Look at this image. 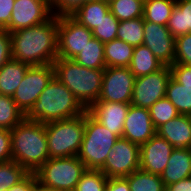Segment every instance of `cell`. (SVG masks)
Returning <instances> with one entry per match:
<instances>
[{"label":"cell","mask_w":191,"mask_h":191,"mask_svg":"<svg viewBox=\"0 0 191 191\" xmlns=\"http://www.w3.org/2000/svg\"><path fill=\"white\" fill-rule=\"evenodd\" d=\"M109 12V4L104 0H90L71 16L92 31Z\"/></svg>","instance_id":"7402d4cb"},{"label":"cell","mask_w":191,"mask_h":191,"mask_svg":"<svg viewBox=\"0 0 191 191\" xmlns=\"http://www.w3.org/2000/svg\"><path fill=\"white\" fill-rule=\"evenodd\" d=\"M35 191H49V190H45V189H42L40 188L39 186L35 189Z\"/></svg>","instance_id":"bcb514c9"},{"label":"cell","mask_w":191,"mask_h":191,"mask_svg":"<svg viewBox=\"0 0 191 191\" xmlns=\"http://www.w3.org/2000/svg\"><path fill=\"white\" fill-rule=\"evenodd\" d=\"M174 64L191 66V33L175 38Z\"/></svg>","instance_id":"d590c367"},{"label":"cell","mask_w":191,"mask_h":191,"mask_svg":"<svg viewBox=\"0 0 191 191\" xmlns=\"http://www.w3.org/2000/svg\"><path fill=\"white\" fill-rule=\"evenodd\" d=\"M12 59L30 66L49 65L58 55V16L11 32Z\"/></svg>","instance_id":"6da1fadb"},{"label":"cell","mask_w":191,"mask_h":191,"mask_svg":"<svg viewBox=\"0 0 191 191\" xmlns=\"http://www.w3.org/2000/svg\"><path fill=\"white\" fill-rule=\"evenodd\" d=\"M160 176L165 187L191 177V148H174Z\"/></svg>","instance_id":"d6986e66"},{"label":"cell","mask_w":191,"mask_h":191,"mask_svg":"<svg viewBox=\"0 0 191 191\" xmlns=\"http://www.w3.org/2000/svg\"><path fill=\"white\" fill-rule=\"evenodd\" d=\"M24 118L12 97L0 94V128L12 130Z\"/></svg>","instance_id":"f546056e"},{"label":"cell","mask_w":191,"mask_h":191,"mask_svg":"<svg viewBox=\"0 0 191 191\" xmlns=\"http://www.w3.org/2000/svg\"><path fill=\"white\" fill-rule=\"evenodd\" d=\"M130 105L120 102H95L87 109V112L119 138L122 137Z\"/></svg>","instance_id":"e0dca14e"},{"label":"cell","mask_w":191,"mask_h":191,"mask_svg":"<svg viewBox=\"0 0 191 191\" xmlns=\"http://www.w3.org/2000/svg\"><path fill=\"white\" fill-rule=\"evenodd\" d=\"M55 76L53 64L29 66L12 99L25 115Z\"/></svg>","instance_id":"ba28073f"},{"label":"cell","mask_w":191,"mask_h":191,"mask_svg":"<svg viewBox=\"0 0 191 191\" xmlns=\"http://www.w3.org/2000/svg\"><path fill=\"white\" fill-rule=\"evenodd\" d=\"M55 77L63 83L87 110L98 101L104 69L81 66L73 59L57 58L53 62Z\"/></svg>","instance_id":"277c9868"},{"label":"cell","mask_w":191,"mask_h":191,"mask_svg":"<svg viewBox=\"0 0 191 191\" xmlns=\"http://www.w3.org/2000/svg\"><path fill=\"white\" fill-rule=\"evenodd\" d=\"M30 65L10 59L0 69V94L13 96Z\"/></svg>","instance_id":"ffe728a7"},{"label":"cell","mask_w":191,"mask_h":191,"mask_svg":"<svg viewBox=\"0 0 191 191\" xmlns=\"http://www.w3.org/2000/svg\"><path fill=\"white\" fill-rule=\"evenodd\" d=\"M85 171L84 163L77 156H72L49 158L34 173L40 188L49 191H65L76 189Z\"/></svg>","instance_id":"52a82bcc"},{"label":"cell","mask_w":191,"mask_h":191,"mask_svg":"<svg viewBox=\"0 0 191 191\" xmlns=\"http://www.w3.org/2000/svg\"><path fill=\"white\" fill-rule=\"evenodd\" d=\"M140 167V146L119 137L100 169L108 178L127 177Z\"/></svg>","instance_id":"9c48e42d"},{"label":"cell","mask_w":191,"mask_h":191,"mask_svg":"<svg viewBox=\"0 0 191 191\" xmlns=\"http://www.w3.org/2000/svg\"><path fill=\"white\" fill-rule=\"evenodd\" d=\"M50 158L77 156L85 131V112L76 117L45 123Z\"/></svg>","instance_id":"5b68a950"},{"label":"cell","mask_w":191,"mask_h":191,"mask_svg":"<svg viewBox=\"0 0 191 191\" xmlns=\"http://www.w3.org/2000/svg\"><path fill=\"white\" fill-rule=\"evenodd\" d=\"M130 191H165L160 175L136 170L127 177Z\"/></svg>","instance_id":"83f0119b"},{"label":"cell","mask_w":191,"mask_h":191,"mask_svg":"<svg viewBox=\"0 0 191 191\" xmlns=\"http://www.w3.org/2000/svg\"><path fill=\"white\" fill-rule=\"evenodd\" d=\"M93 38L92 31L72 16L58 17L57 58L73 59Z\"/></svg>","instance_id":"30bf717a"},{"label":"cell","mask_w":191,"mask_h":191,"mask_svg":"<svg viewBox=\"0 0 191 191\" xmlns=\"http://www.w3.org/2000/svg\"><path fill=\"white\" fill-rule=\"evenodd\" d=\"M163 65L153 54V52L144 44L136 46L129 65V69L136 78L154 73Z\"/></svg>","instance_id":"44dd1931"},{"label":"cell","mask_w":191,"mask_h":191,"mask_svg":"<svg viewBox=\"0 0 191 191\" xmlns=\"http://www.w3.org/2000/svg\"><path fill=\"white\" fill-rule=\"evenodd\" d=\"M156 133L174 148H191V116L179 114L160 125Z\"/></svg>","instance_id":"ac0fdd59"},{"label":"cell","mask_w":191,"mask_h":191,"mask_svg":"<svg viewBox=\"0 0 191 191\" xmlns=\"http://www.w3.org/2000/svg\"><path fill=\"white\" fill-rule=\"evenodd\" d=\"M109 7L119 21L132 20L143 17L144 0H114Z\"/></svg>","instance_id":"4dcf8cb0"},{"label":"cell","mask_w":191,"mask_h":191,"mask_svg":"<svg viewBox=\"0 0 191 191\" xmlns=\"http://www.w3.org/2000/svg\"><path fill=\"white\" fill-rule=\"evenodd\" d=\"M29 172L14 160L0 163V189H9L22 181Z\"/></svg>","instance_id":"1f68e13d"},{"label":"cell","mask_w":191,"mask_h":191,"mask_svg":"<svg viewBox=\"0 0 191 191\" xmlns=\"http://www.w3.org/2000/svg\"><path fill=\"white\" fill-rule=\"evenodd\" d=\"M12 58L11 33L0 29V69Z\"/></svg>","instance_id":"74e56055"},{"label":"cell","mask_w":191,"mask_h":191,"mask_svg":"<svg viewBox=\"0 0 191 191\" xmlns=\"http://www.w3.org/2000/svg\"><path fill=\"white\" fill-rule=\"evenodd\" d=\"M44 2L52 10V0H39Z\"/></svg>","instance_id":"f6af8a7d"},{"label":"cell","mask_w":191,"mask_h":191,"mask_svg":"<svg viewBox=\"0 0 191 191\" xmlns=\"http://www.w3.org/2000/svg\"><path fill=\"white\" fill-rule=\"evenodd\" d=\"M156 134L149 109L130 105L125 118L122 137L141 146Z\"/></svg>","instance_id":"2e32d148"},{"label":"cell","mask_w":191,"mask_h":191,"mask_svg":"<svg viewBox=\"0 0 191 191\" xmlns=\"http://www.w3.org/2000/svg\"><path fill=\"white\" fill-rule=\"evenodd\" d=\"M12 160L11 130L0 128V163Z\"/></svg>","instance_id":"ab89813d"},{"label":"cell","mask_w":191,"mask_h":191,"mask_svg":"<svg viewBox=\"0 0 191 191\" xmlns=\"http://www.w3.org/2000/svg\"><path fill=\"white\" fill-rule=\"evenodd\" d=\"M156 58L165 66L174 64L175 37L167 26L144 21V41Z\"/></svg>","instance_id":"4fadbf2b"},{"label":"cell","mask_w":191,"mask_h":191,"mask_svg":"<svg viewBox=\"0 0 191 191\" xmlns=\"http://www.w3.org/2000/svg\"><path fill=\"white\" fill-rule=\"evenodd\" d=\"M117 39L136 47L144 41V19L139 17L132 20H123L118 24Z\"/></svg>","instance_id":"f1b7e54d"},{"label":"cell","mask_w":191,"mask_h":191,"mask_svg":"<svg viewBox=\"0 0 191 191\" xmlns=\"http://www.w3.org/2000/svg\"><path fill=\"white\" fill-rule=\"evenodd\" d=\"M105 2H107L108 4L114 0H104Z\"/></svg>","instance_id":"7dc6e473"},{"label":"cell","mask_w":191,"mask_h":191,"mask_svg":"<svg viewBox=\"0 0 191 191\" xmlns=\"http://www.w3.org/2000/svg\"><path fill=\"white\" fill-rule=\"evenodd\" d=\"M119 20L109 12L98 26L92 30L93 37L100 40L102 43H106L117 39V30Z\"/></svg>","instance_id":"e575fe53"},{"label":"cell","mask_w":191,"mask_h":191,"mask_svg":"<svg viewBox=\"0 0 191 191\" xmlns=\"http://www.w3.org/2000/svg\"><path fill=\"white\" fill-rule=\"evenodd\" d=\"M171 76L183 87L191 88V66L173 64L170 66Z\"/></svg>","instance_id":"f35d334b"},{"label":"cell","mask_w":191,"mask_h":191,"mask_svg":"<svg viewBox=\"0 0 191 191\" xmlns=\"http://www.w3.org/2000/svg\"><path fill=\"white\" fill-rule=\"evenodd\" d=\"M85 111L73 93L54 76L25 114V119L45 124L73 118Z\"/></svg>","instance_id":"3957f363"},{"label":"cell","mask_w":191,"mask_h":191,"mask_svg":"<svg viewBox=\"0 0 191 191\" xmlns=\"http://www.w3.org/2000/svg\"><path fill=\"white\" fill-rule=\"evenodd\" d=\"M15 0H0V29L10 25Z\"/></svg>","instance_id":"b9f144b4"},{"label":"cell","mask_w":191,"mask_h":191,"mask_svg":"<svg viewBox=\"0 0 191 191\" xmlns=\"http://www.w3.org/2000/svg\"><path fill=\"white\" fill-rule=\"evenodd\" d=\"M176 0H144L143 19L167 26Z\"/></svg>","instance_id":"484cf974"},{"label":"cell","mask_w":191,"mask_h":191,"mask_svg":"<svg viewBox=\"0 0 191 191\" xmlns=\"http://www.w3.org/2000/svg\"><path fill=\"white\" fill-rule=\"evenodd\" d=\"M12 160L29 173L38 170L49 158L45 124L23 119L11 130Z\"/></svg>","instance_id":"7a4b0ae2"},{"label":"cell","mask_w":191,"mask_h":191,"mask_svg":"<svg viewBox=\"0 0 191 191\" xmlns=\"http://www.w3.org/2000/svg\"><path fill=\"white\" fill-rule=\"evenodd\" d=\"M52 16L51 9L39 0H15L10 25V33L44 23Z\"/></svg>","instance_id":"5bb4252c"},{"label":"cell","mask_w":191,"mask_h":191,"mask_svg":"<svg viewBox=\"0 0 191 191\" xmlns=\"http://www.w3.org/2000/svg\"><path fill=\"white\" fill-rule=\"evenodd\" d=\"M165 97L176 107L179 114L191 116V88L183 87L171 76Z\"/></svg>","instance_id":"4316f807"},{"label":"cell","mask_w":191,"mask_h":191,"mask_svg":"<svg viewBox=\"0 0 191 191\" xmlns=\"http://www.w3.org/2000/svg\"><path fill=\"white\" fill-rule=\"evenodd\" d=\"M135 78L129 67H106L97 102L131 104Z\"/></svg>","instance_id":"8fae6325"},{"label":"cell","mask_w":191,"mask_h":191,"mask_svg":"<svg viewBox=\"0 0 191 191\" xmlns=\"http://www.w3.org/2000/svg\"><path fill=\"white\" fill-rule=\"evenodd\" d=\"M73 60L86 68L105 69L104 43L93 37Z\"/></svg>","instance_id":"d4e9b609"},{"label":"cell","mask_w":191,"mask_h":191,"mask_svg":"<svg viewBox=\"0 0 191 191\" xmlns=\"http://www.w3.org/2000/svg\"><path fill=\"white\" fill-rule=\"evenodd\" d=\"M38 187V181L35 173H29L22 181L9 189H0V191H35Z\"/></svg>","instance_id":"60d3db41"},{"label":"cell","mask_w":191,"mask_h":191,"mask_svg":"<svg viewBox=\"0 0 191 191\" xmlns=\"http://www.w3.org/2000/svg\"><path fill=\"white\" fill-rule=\"evenodd\" d=\"M134 46L119 39L104 43L106 67H129Z\"/></svg>","instance_id":"603a6c76"},{"label":"cell","mask_w":191,"mask_h":191,"mask_svg":"<svg viewBox=\"0 0 191 191\" xmlns=\"http://www.w3.org/2000/svg\"><path fill=\"white\" fill-rule=\"evenodd\" d=\"M87 1L90 0H52V15L71 16Z\"/></svg>","instance_id":"8d00e7d4"},{"label":"cell","mask_w":191,"mask_h":191,"mask_svg":"<svg viewBox=\"0 0 191 191\" xmlns=\"http://www.w3.org/2000/svg\"><path fill=\"white\" fill-rule=\"evenodd\" d=\"M170 77V66H164L154 73L135 78L131 105L149 109L158 100L165 98Z\"/></svg>","instance_id":"7c38bea8"},{"label":"cell","mask_w":191,"mask_h":191,"mask_svg":"<svg viewBox=\"0 0 191 191\" xmlns=\"http://www.w3.org/2000/svg\"><path fill=\"white\" fill-rule=\"evenodd\" d=\"M149 112L155 129L179 115L176 107L166 97L152 105Z\"/></svg>","instance_id":"d6a6232c"},{"label":"cell","mask_w":191,"mask_h":191,"mask_svg":"<svg viewBox=\"0 0 191 191\" xmlns=\"http://www.w3.org/2000/svg\"><path fill=\"white\" fill-rule=\"evenodd\" d=\"M165 191H191V177L168 185L165 187Z\"/></svg>","instance_id":"ee69618b"},{"label":"cell","mask_w":191,"mask_h":191,"mask_svg":"<svg viewBox=\"0 0 191 191\" xmlns=\"http://www.w3.org/2000/svg\"><path fill=\"white\" fill-rule=\"evenodd\" d=\"M118 137L85 111V131L77 157L87 170H100Z\"/></svg>","instance_id":"8992f818"},{"label":"cell","mask_w":191,"mask_h":191,"mask_svg":"<svg viewBox=\"0 0 191 191\" xmlns=\"http://www.w3.org/2000/svg\"><path fill=\"white\" fill-rule=\"evenodd\" d=\"M105 191H130L128 180L125 177L108 178Z\"/></svg>","instance_id":"7bdbcfd3"},{"label":"cell","mask_w":191,"mask_h":191,"mask_svg":"<svg viewBox=\"0 0 191 191\" xmlns=\"http://www.w3.org/2000/svg\"><path fill=\"white\" fill-rule=\"evenodd\" d=\"M108 177L101 170H87L81 175L76 191H105Z\"/></svg>","instance_id":"836d02e7"},{"label":"cell","mask_w":191,"mask_h":191,"mask_svg":"<svg viewBox=\"0 0 191 191\" xmlns=\"http://www.w3.org/2000/svg\"><path fill=\"white\" fill-rule=\"evenodd\" d=\"M167 28L175 38L191 33V0H176Z\"/></svg>","instance_id":"cb8c5ba5"},{"label":"cell","mask_w":191,"mask_h":191,"mask_svg":"<svg viewBox=\"0 0 191 191\" xmlns=\"http://www.w3.org/2000/svg\"><path fill=\"white\" fill-rule=\"evenodd\" d=\"M174 147L157 133L146 143L140 146V167L139 169L161 175Z\"/></svg>","instance_id":"9a60e30c"}]
</instances>
